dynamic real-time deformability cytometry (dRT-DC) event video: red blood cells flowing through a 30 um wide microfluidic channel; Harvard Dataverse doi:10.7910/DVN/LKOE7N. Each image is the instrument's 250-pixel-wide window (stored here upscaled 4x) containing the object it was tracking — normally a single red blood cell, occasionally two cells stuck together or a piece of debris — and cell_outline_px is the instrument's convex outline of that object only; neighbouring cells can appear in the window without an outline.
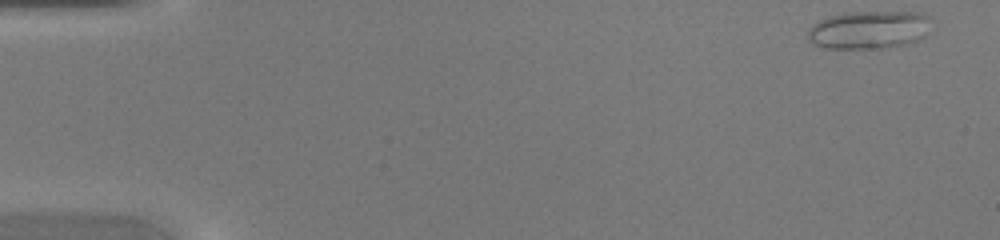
{"species": "common noctule bat (a hibernating species)", "species_latin": "Nyctalus noctula", "temperature_condition": "warm", "stored_images_in_passage": 34, "camera_frame_rate_fps": 3000, "um_per_image_px": 0.085, "animal": {"sex": "female", "body_mass_g": 20.0, "forearm_length_mm": 54.0}, "frame": {"image": 1, "passage_image": 1, "time_ms": 0.0, "image_size_px": [1000, 240], "cell_outline_px": [[932, 20], [924, 36], [916, 40], [904, 44], [884, 48], [824, 48], [812, 44], [808, 40], [808, 28], [812, 24], [828, 16], [844, 12], [924, 12], [932, 16]], "centroid_in_image_um": [73.85, 2.52], "position_along_channel_um": 11.1, "area_um2": 27.69}}
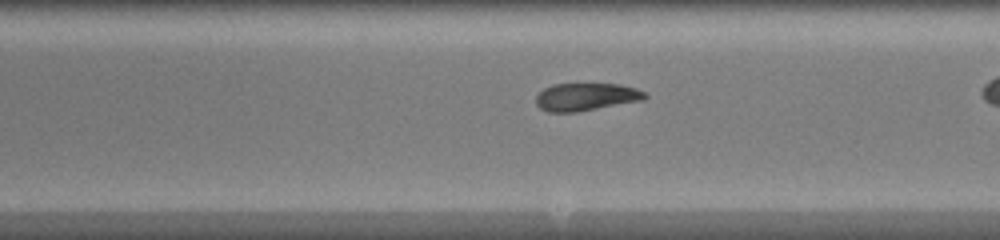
{"frame": {"image": 2, "passage_image": 25, "time_ms": 8.0, "image_size_px": [1000, 240], "cell_outline_px": [[648, 96], [644, 100], [576, 112], [548, 112], [540, 108], [536, 104], [536, 96], [544, 88], [552, 84], [620, 84], [636, 88], [644, 92]], "centroid_in_image_um": [49.81, 8.23], "position_along_channel_um": 239.2, "area_um2": 17.57}}
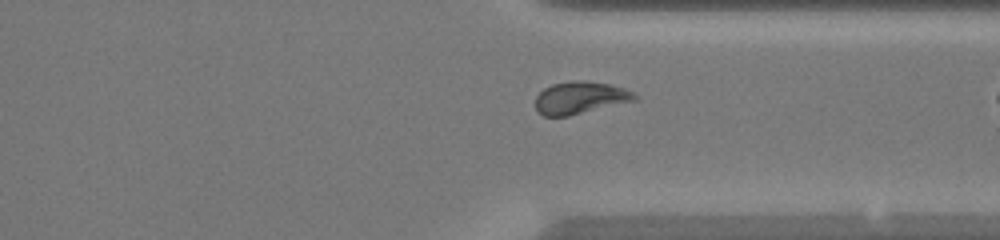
{"frame": {"image": 3, "passage_image": 33, "time_ms": 10.667, "image_size_px": [1000, 240], "cell_outline_px": [[640, 96], [636, 100], [568, 116], [544, 116], [536, 112], [536, 96], [544, 88], [552, 84], [572, 80], [584, 80], [608, 84], [624, 88]], "centroid_in_image_um": [49.3, 8.3], "position_along_channel_um": 362.1, "area_um2": 18.73}}